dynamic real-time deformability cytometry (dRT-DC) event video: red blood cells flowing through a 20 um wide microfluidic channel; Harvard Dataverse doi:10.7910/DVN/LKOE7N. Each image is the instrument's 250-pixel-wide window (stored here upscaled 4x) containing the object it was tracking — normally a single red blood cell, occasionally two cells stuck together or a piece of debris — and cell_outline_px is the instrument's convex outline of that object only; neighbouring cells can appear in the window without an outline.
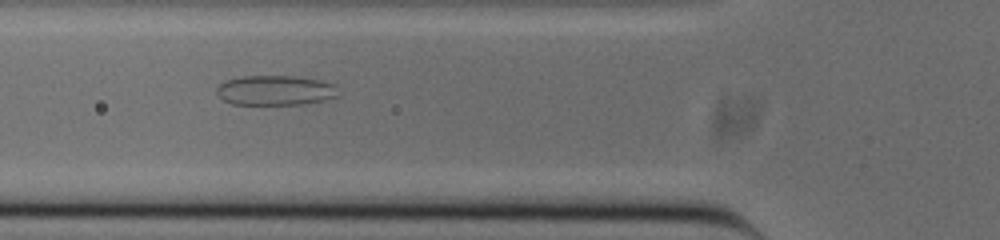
{"species": "common noctule bat (a hibernating species)", "species_latin": "Nyctalus noctula", "temperature_condition": "cold", "stored_images_in_passage": 53, "camera_frame_rate_fps": 3000, "um_per_image_px": 0.085, "animal": {"sex": "male", "body_mass_g": 20.0, "forearm_length_mm": 53.3}, "frame": {"image": 1, "passage_image": 18, "time_ms": 5.667, "image_size_px": [1000, 240], "cell_outline_px": [[336, 96], [324, 100], [300, 104], [232, 104], [224, 100], [216, 92], [216, 88], [224, 80], [244, 76], [292, 76], [320, 80], [332, 84]], "centroid_in_image_um": [23.32, 7.67], "position_along_channel_um": 102.5, "area_um2": 20.75}}
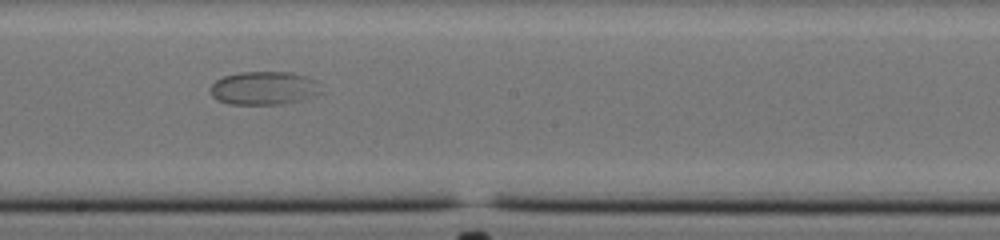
{"frame": {"image": 2, "passage_image": 28, "time_ms": 9.0, "image_size_px": [1000, 240], "cell_outline_px": [[320, 92], [300, 100], [276, 104], [228, 104], [212, 96], [212, 84], [216, 80], [224, 76], [240, 72], [292, 72], [308, 76], [316, 80]], "centroid_in_image_um": [22.43, 7.47], "position_along_channel_um": 225.8, "area_um2": 21.15}}
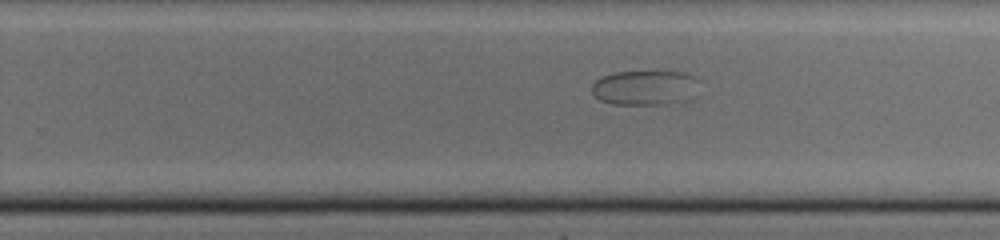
{"frame": {"image": 3, "passage_image": 32, "time_ms": 10.333, "image_size_px": [1000, 240], "cell_outline_px": [[696, 76], [692, 100], [660, 104], [612, 104], [600, 100], [592, 92], [592, 84], [596, 80], [604, 76], [616, 72], [684, 72]], "centroid_in_image_um": [54.81, 7.46], "position_along_channel_um": 275.0, "area_um2": 21.5}}